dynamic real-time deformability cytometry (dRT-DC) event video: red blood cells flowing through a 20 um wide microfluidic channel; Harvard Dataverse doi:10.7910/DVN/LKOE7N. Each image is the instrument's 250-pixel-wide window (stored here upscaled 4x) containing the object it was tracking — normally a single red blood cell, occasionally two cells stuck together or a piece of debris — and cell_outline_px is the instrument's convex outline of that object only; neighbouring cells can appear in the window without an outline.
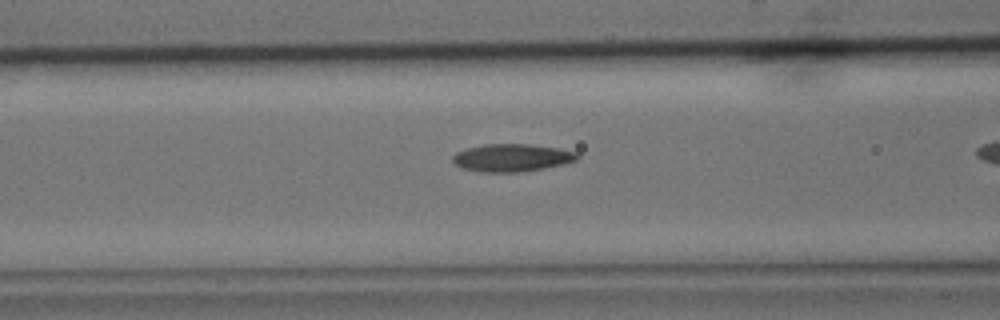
{"species": "common noctule bat (a hibernating species)", "species_latin": "Nyctalus noctula", "temperature_condition": "cold", "stored_images_in_passage": 35, "camera_frame_rate_fps": 3000, "um_per_image_px": 0.085, "animal": {"sex": "male", "body_mass_g": 15.6}, "frame": {"image": 1, "passage_image": 14, "time_ms": 4.333, "image_size_px": [1000, 320], "cell_outline_px": [[580, 160], [564, 164], [544, 168], [516, 172], [484, 172], [460, 168], [452, 160], [452, 156], [456, 152], [468, 148], [484, 144], [528, 144], [560, 148], [576, 152], [580, 156]], "centroid_in_image_um": [43.54, 13.4], "position_along_channel_um": 123.1, "area_um2": 20.17}}
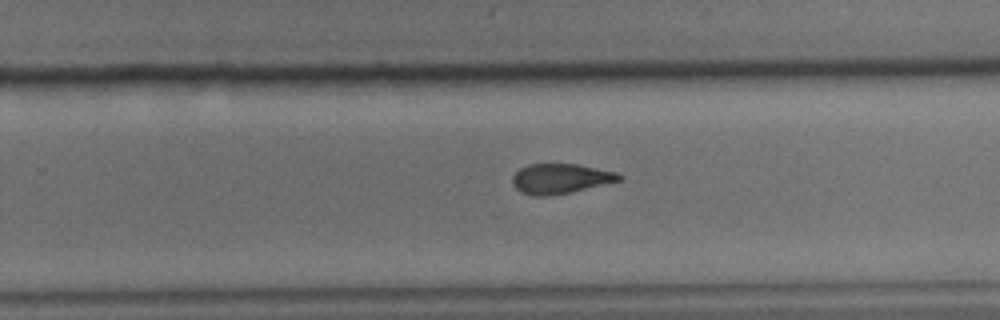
{"frame": {"image": 2, "passage_image": 27, "time_ms": 8.667, "image_size_px": [1000, 320], "cell_outline_px": [[624, 176], [620, 180], [572, 192], [544, 196], [532, 196], [520, 192], [512, 184], [512, 176], [520, 168], [528, 164], [576, 164], [616, 172]], "centroid_in_image_um": [47.6, 15.19], "position_along_channel_um": 282.2, "area_um2": 18.55}}
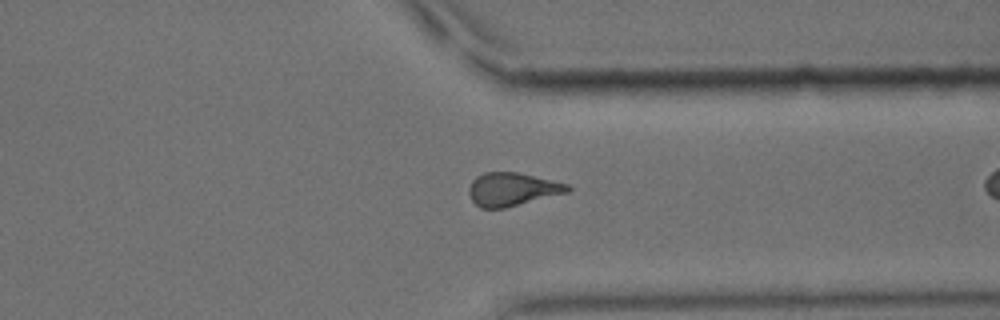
{"frame": {"image": 3, "passage_image": 34, "time_ms": 11.0, "image_size_px": [1000, 320], "cell_outline_px": [[572, 188], [568, 192], [504, 208], [480, 208], [472, 200], [468, 192], [468, 188], [472, 180], [476, 176], [484, 172], [516, 172], [568, 184]], "centroid_in_image_um": [43.5, 16.08], "position_along_channel_um": 367.9, "area_um2": 18.96}}